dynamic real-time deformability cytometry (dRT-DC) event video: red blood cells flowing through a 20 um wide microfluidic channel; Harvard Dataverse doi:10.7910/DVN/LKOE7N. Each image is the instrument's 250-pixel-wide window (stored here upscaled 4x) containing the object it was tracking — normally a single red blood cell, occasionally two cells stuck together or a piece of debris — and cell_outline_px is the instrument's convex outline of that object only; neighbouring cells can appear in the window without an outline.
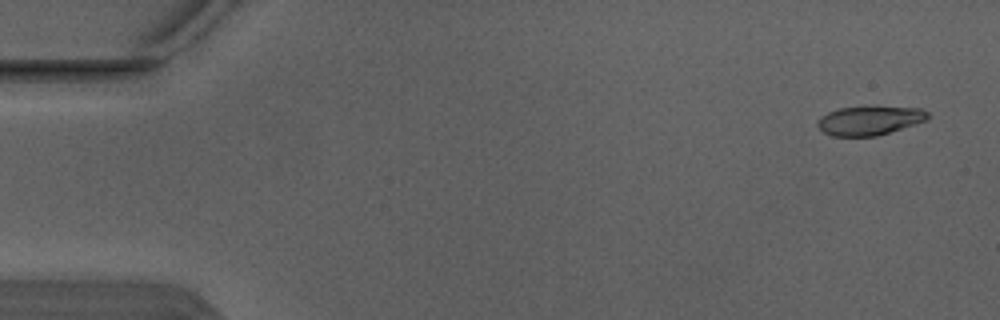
{"species": "Egyptian fruit bat (a non-hibernating species)", "species_latin": "Rousettus aegyptiacus", "temperature_condition": "warm", "stored_images_in_passage": 4, "camera_frame_rate_fps": 3000, "um_per_image_px": 0.085, "animal": {"sex": "male"}, "frame": {"image": 1, "passage_image": 1, "time_ms": 0.0, "image_size_px": [1000, 320], "cell_outline_px": [[928, 120], [876, 136], [832, 136], [824, 132], [816, 124], [816, 120], [820, 116], [828, 112], [840, 108], [872, 104], [920, 108], [928, 112]], "centroid_in_image_um": [73.91, 10.2], "position_along_channel_um": 11.1, "area_um2": 19.31}}